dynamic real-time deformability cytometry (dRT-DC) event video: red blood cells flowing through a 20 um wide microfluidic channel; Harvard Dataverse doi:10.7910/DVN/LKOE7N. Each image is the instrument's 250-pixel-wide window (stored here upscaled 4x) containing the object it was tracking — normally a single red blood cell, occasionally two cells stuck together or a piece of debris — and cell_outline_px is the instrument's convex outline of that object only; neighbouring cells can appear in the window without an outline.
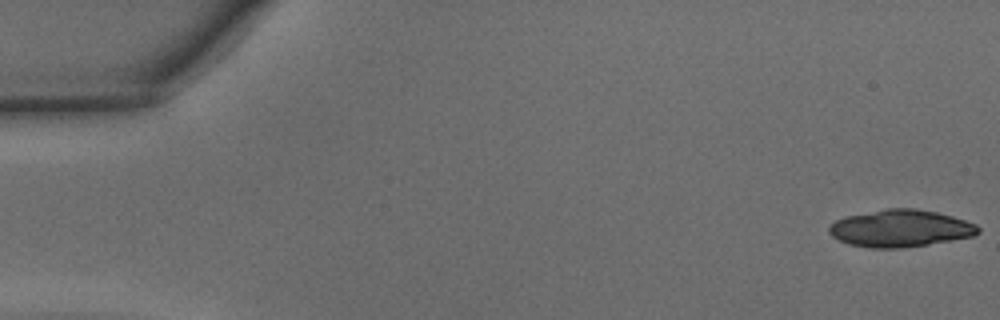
{"species": "common noctule bat (a hibernating species)", "species_latin": "Nyctalus noctula", "temperature_condition": "warm", "stored_images_in_passage": 14, "camera_frame_rate_fps": 3000, "um_per_image_px": 0.085, "animal": {"sex": "male", "body_mass_g": 15.6}, "frame": {"image": 1, "passage_image": 1, "time_ms": 0.0, "image_size_px": [1000, 320], "cell_outline_px": [[980, 232], [972, 236], [928, 244], [900, 248], [868, 248], [848, 244], [832, 236], [828, 232], [828, 228], [836, 220], [844, 216], [888, 208], [916, 208], [936, 212], [952, 216], [976, 224], [980, 228]], "centroid_in_image_um": [76.51, 19.41], "position_along_channel_um": 8.5, "area_um2": 32.19}}